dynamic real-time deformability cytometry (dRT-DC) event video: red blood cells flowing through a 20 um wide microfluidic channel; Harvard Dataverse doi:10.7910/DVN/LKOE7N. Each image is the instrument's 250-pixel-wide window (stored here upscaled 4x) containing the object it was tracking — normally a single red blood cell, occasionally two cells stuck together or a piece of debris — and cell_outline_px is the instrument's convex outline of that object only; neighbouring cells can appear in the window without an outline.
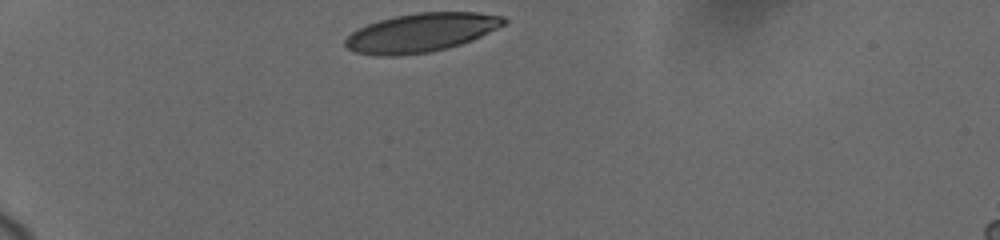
{"species": "human", "species_latin": "Homo sapiens", "temperature_condition": "cold", "stored_images_in_passage": 12, "camera_frame_rate_fps": 3000, "um_per_image_px": 0.085, "donor": {"sex": "female"}, "frame": {"image": 1, "passage_image": 1, "time_ms": 0.0, "image_size_px": [1000, 240], "cell_outline_px": [[508, 24], [472, 40], [448, 48], [428, 52], [400, 56], [376, 56], [356, 52], [348, 48], [344, 44], [344, 40], [352, 32], [368, 24], [380, 20], [396, 16], [416, 12], [476, 12], [504, 16], [508, 20]], "centroid_in_image_um": [35.84, 2.77], "position_along_channel_um": 49.2, "area_um2": 35.95}}
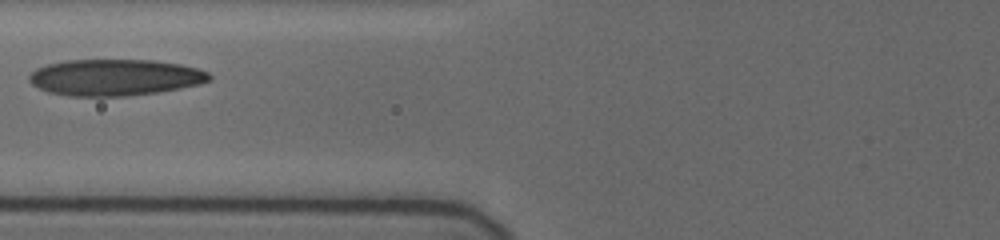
{"frame": {"image": 2, "passage_image": 9, "time_ms": 3.0, "image_size_px": [1000, 240], "cell_outline_px": [[212, 80], [200, 84], [180, 88], [156, 92], [124, 96], [68, 96], [48, 92], [32, 84], [28, 80], [28, 76], [36, 68], [48, 64], [64, 60], [152, 60], [180, 64], [200, 68], [208, 72], [212, 76]], "centroid_in_image_um": [9.78, 6.57], "position_along_channel_um": 116.0, "area_um2": 38.38}}
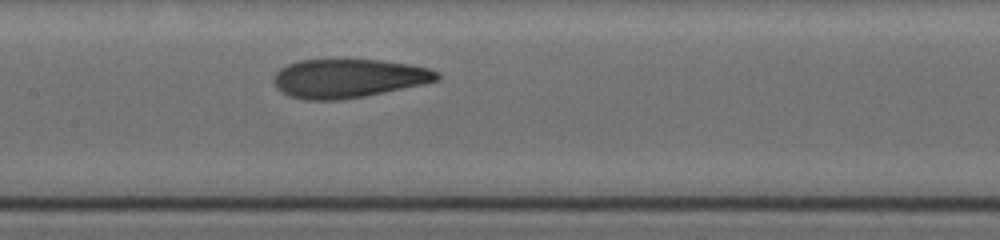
{"frame": {"image": 3, "passage_image": 12, "time_ms": 4.667, "image_size_px": [1000, 240], "cell_outline_px": [[440, 80], [424, 84], [364, 96], [340, 100], [304, 100], [288, 96], [276, 88], [272, 80], [276, 72], [280, 68], [288, 64], [300, 60], [380, 60], [408, 64], [428, 68], [440, 72]], "centroid_in_image_um": [29.6, 6.67], "position_along_channel_um": 177.8, "area_um2": 36.99}}